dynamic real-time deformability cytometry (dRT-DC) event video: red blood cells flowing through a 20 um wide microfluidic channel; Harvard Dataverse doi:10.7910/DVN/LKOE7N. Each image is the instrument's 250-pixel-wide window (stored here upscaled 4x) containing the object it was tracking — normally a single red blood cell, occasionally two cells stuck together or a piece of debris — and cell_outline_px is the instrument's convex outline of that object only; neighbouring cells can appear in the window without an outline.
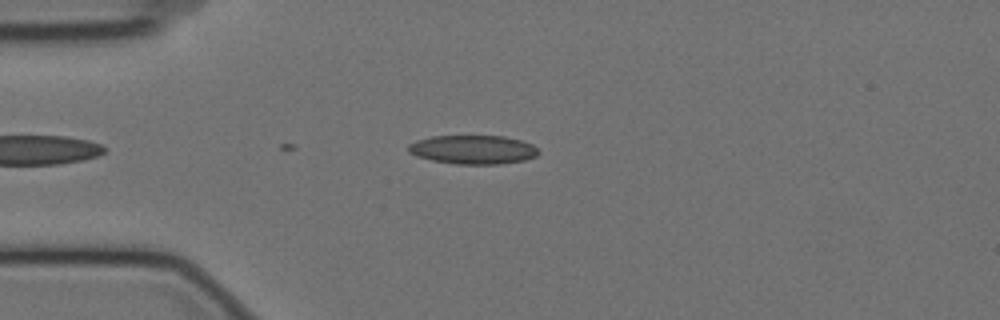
{"species": "Egyptian fruit bat (a non-hibernating species)", "species_latin": "Rousettus aegyptiacus", "temperature_condition": "cold", "stored_images_in_passage": 4, "camera_frame_rate_fps": 3000, "um_per_image_px": 0.085, "animal": {"sex": "female"}, "frame": {"image": 1, "passage_image": 4, "time_ms": 1.0, "image_size_px": [1000, 320], "cell_outline_px": [[540, 152], [536, 156], [524, 160], [500, 164], [456, 164], [432, 160], [416, 156], [408, 152], [408, 144], [416, 140], [432, 136], [504, 136], [520, 140], [532, 144]], "centroid_in_image_um": [40.19, 12.71], "position_along_channel_um": 44.8, "area_um2": 21.91}}